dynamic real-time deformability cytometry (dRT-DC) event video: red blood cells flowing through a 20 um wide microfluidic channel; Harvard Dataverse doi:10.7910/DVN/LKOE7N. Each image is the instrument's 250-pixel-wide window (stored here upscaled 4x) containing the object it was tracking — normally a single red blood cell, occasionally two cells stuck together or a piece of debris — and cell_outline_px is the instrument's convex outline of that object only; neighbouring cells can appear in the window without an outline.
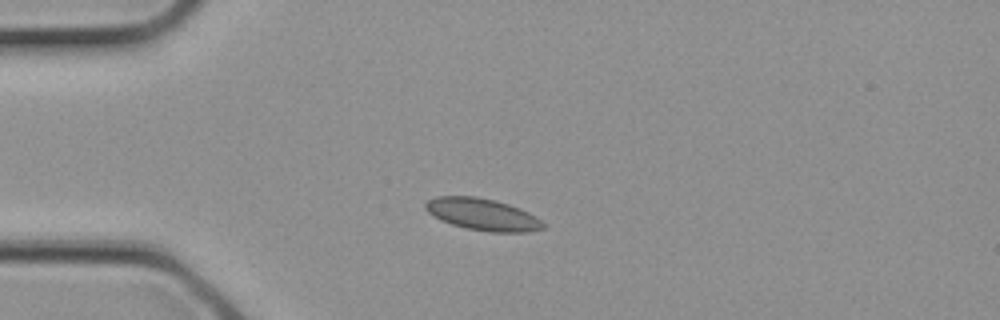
{"species": "common noctule bat (a hibernating species)", "species_latin": "Nyctalus noctula", "temperature_condition": "cold", "stored_images_in_passage": 1, "camera_frame_rate_fps": 3000, "um_per_image_px": 0.085, "animal": {"sex": "female", "body_mass_g": 21.9}, "frame": {"image": 1, "passage_image": 1, "time_ms": 0.0, "image_size_px": [1000, 320], "cell_outline_px": [[544, 228], [528, 232], [488, 232], [468, 228], [452, 224], [440, 220], [428, 212], [424, 208], [424, 204], [428, 200], [436, 196], [476, 196], [496, 200], [520, 208], [536, 216], [544, 224]], "centroid_in_image_um": [41.01, 18.21], "position_along_channel_um": 44.0, "area_um2": 21.91}}